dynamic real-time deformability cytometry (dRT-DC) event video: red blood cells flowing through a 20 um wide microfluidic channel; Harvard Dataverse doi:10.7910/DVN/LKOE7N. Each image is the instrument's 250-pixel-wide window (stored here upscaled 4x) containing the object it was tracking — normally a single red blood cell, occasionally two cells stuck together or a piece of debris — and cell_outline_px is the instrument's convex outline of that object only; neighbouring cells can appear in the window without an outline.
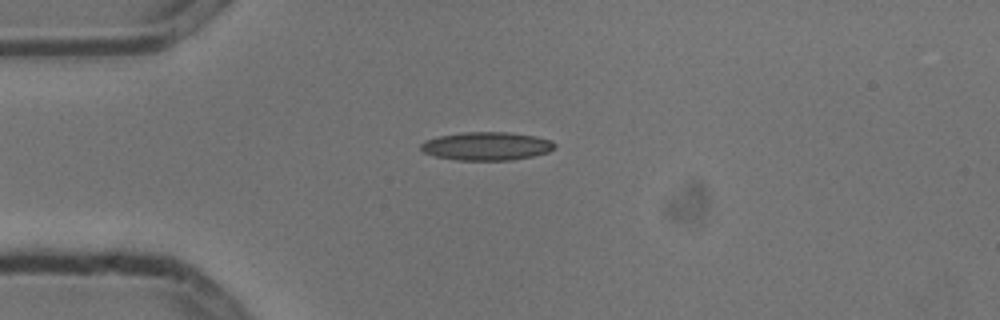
{"species": "common noctule bat (a hibernating species)", "species_latin": "Nyctalus noctula", "temperature_condition": "cold", "stored_images_in_passage": 1, "camera_frame_rate_fps": 3000, "um_per_image_px": 0.085, "animal": {"sex": "male", "body_mass_g": 13.3}, "frame": {"image": 1, "passage_image": 1, "time_ms": 0.0, "image_size_px": [1000, 320], "cell_outline_px": [[556, 148], [548, 152], [532, 156], [512, 160], [456, 160], [436, 156], [424, 152], [420, 148], [420, 144], [424, 140], [440, 136], [464, 132], [508, 132], [536, 136], [552, 140], [556, 144]], "centroid_in_image_um": [41.39, 12.42], "position_along_channel_um": 43.6, "area_um2": 22.14}}